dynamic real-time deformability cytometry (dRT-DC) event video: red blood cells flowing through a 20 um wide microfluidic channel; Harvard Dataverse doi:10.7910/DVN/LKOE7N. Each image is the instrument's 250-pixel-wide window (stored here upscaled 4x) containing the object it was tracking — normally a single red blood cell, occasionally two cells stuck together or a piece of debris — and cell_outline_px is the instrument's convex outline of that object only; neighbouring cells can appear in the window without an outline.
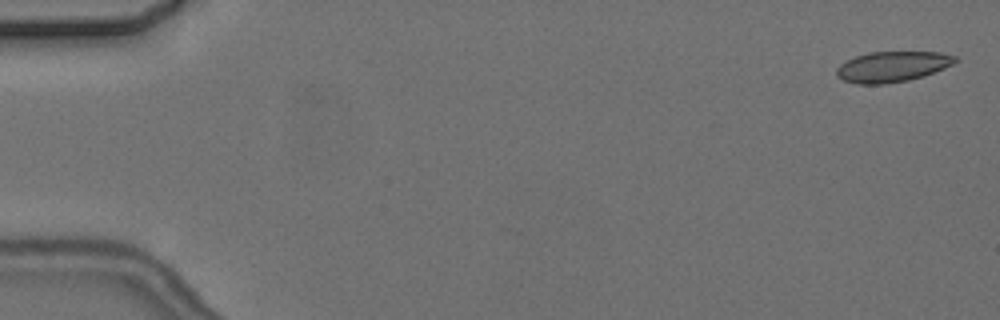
{"species": "common noctule bat (a hibernating species)", "species_latin": "Nyctalus noctula", "temperature_condition": "cold", "stored_images_in_passage": 9, "camera_frame_rate_fps": 3000, "um_per_image_px": 0.085, "animal": {"sex": "female", "body_mass_g": 24.6, "forearm_length_mm": 56.2}, "frame": {"image": 1, "passage_image": 1, "time_ms": 0.0, "image_size_px": [1000, 320], "cell_outline_px": [[956, 60], [952, 64], [944, 68], [924, 76], [908, 80], [884, 84], [856, 84], [844, 80], [836, 76], [836, 68], [840, 64], [856, 56], [868, 52], [940, 52], [956, 56]], "centroid_in_image_um": [75.82, 5.67], "position_along_channel_um": 9.2, "area_um2": 21.04}}
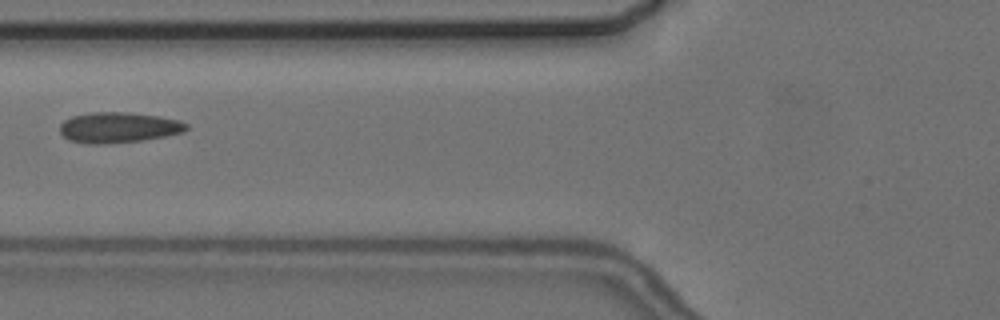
{"frame": {"image": 2, "passage_image": 6, "time_ms": 7.0, "image_size_px": [1000, 320], "cell_outline_px": [[188, 128], [184, 132], [164, 136], [140, 140], [96, 144], [88, 144], [68, 140], [60, 132], [60, 124], [64, 120], [72, 116], [92, 112], [128, 112], [160, 116], [180, 120], [188, 124]], "centroid_in_image_um": [10.07, 10.82], "position_along_channel_um": 115.7, "area_um2": 22.48}}
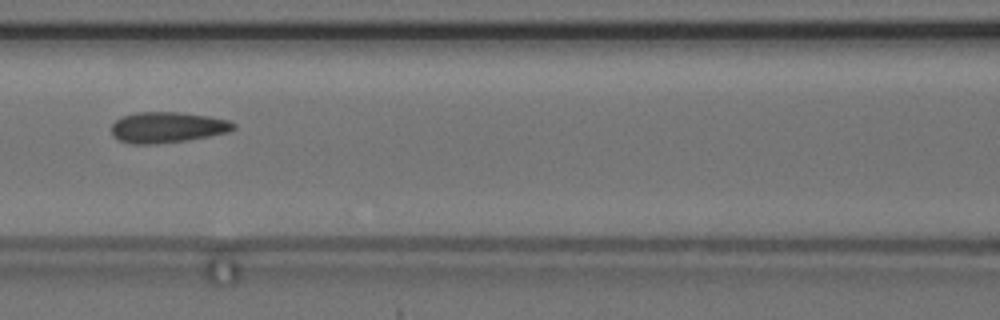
{"frame": {"image": 3, "passage_image": 7, "time_ms": 8.0, "image_size_px": [1000, 320], "cell_outline_px": [[236, 128], [228, 132], [188, 140], [156, 144], [132, 144], [120, 140], [112, 136], [112, 124], [116, 120], [124, 116], [136, 112], [176, 112], [208, 116], [228, 120], [236, 124]], "centroid_in_image_um": [14.22, 10.83], "position_along_channel_um": 152.4, "area_um2": 21.85}}